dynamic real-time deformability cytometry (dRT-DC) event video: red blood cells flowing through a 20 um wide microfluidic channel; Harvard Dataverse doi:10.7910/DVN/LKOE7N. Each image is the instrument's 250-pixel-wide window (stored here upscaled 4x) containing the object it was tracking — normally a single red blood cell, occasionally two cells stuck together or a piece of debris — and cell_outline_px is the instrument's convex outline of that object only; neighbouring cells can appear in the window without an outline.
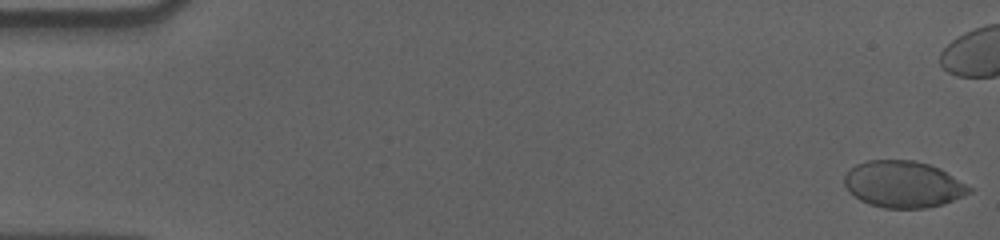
{"species": "human", "species_latin": "Homo sapiens", "temperature_condition": "cold", "stored_images_in_passage": 47, "camera_frame_rate_fps": 3000, "um_per_image_px": 0.085, "donor": {"sex": "male"}, "frame": {"image": 1, "passage_image": 1, "time_ms": 0.0, "image_size_px": [1000, 240], "cell_outline_px": [[972, 192], [964, 196], [944, 204], [924, 208], [884, 208], [868, 204], [860, 200], [844, 184], [844, 176], [856, 164], [868, 160], [916, 160], [940, 168], [972, 188]], "centroid_in_image_um": [76.8, 15.66], "position_along_channel_um": 8.2, "area_um2": 33.81}}
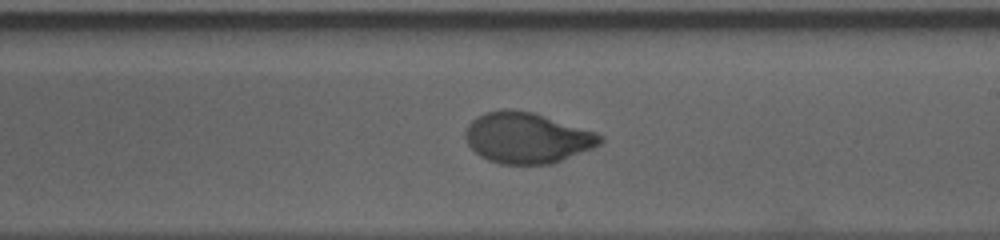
{"frame": {"image": 2, "passage_image": 34, "time_ms": 11.0, "image_size_px": [1000, 240], "cell_outline_px": [[604, 140], [600, 144], [592, 148], [552, 164], [500, 164], [488, 160], [480, 156], [468, 144], [464, 136], [464, 132], [468, 124], [476, 116], [484, 112], [504, 108], [512, 108], [532, 112], [596, 132], [604, 136]], "centroid_in_image_um": [44.77, 11.7], "position_along_channel_um": 244.2, "area_um2": 40.06}}
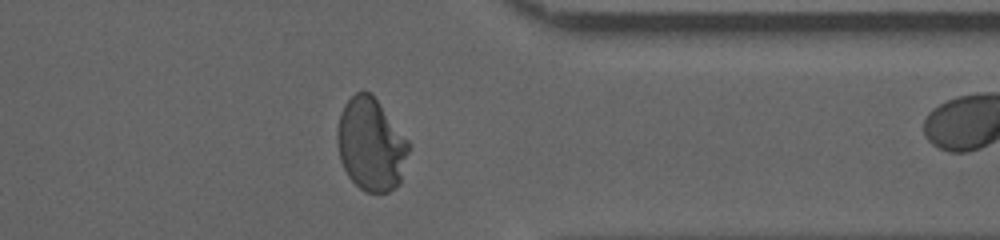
{"frame": {"image": 3, "passage_image": 46, "time_ms": 15.0, "image_size_px": [1000, 240], "cell_outline_px": [[408, 152], [400, 184], [396, 188], [388, 192], [364, 192], [348, 176], [340, 160], [336, 140], [336, 132], [340, 112], [344, 104], [356, 92], [364, 88], [372, 92], [408, 140]], "centroid_in_image_um": [31.51, 12.25], "position_along_channel_um": 379.9, "area_um2": 38.96}}